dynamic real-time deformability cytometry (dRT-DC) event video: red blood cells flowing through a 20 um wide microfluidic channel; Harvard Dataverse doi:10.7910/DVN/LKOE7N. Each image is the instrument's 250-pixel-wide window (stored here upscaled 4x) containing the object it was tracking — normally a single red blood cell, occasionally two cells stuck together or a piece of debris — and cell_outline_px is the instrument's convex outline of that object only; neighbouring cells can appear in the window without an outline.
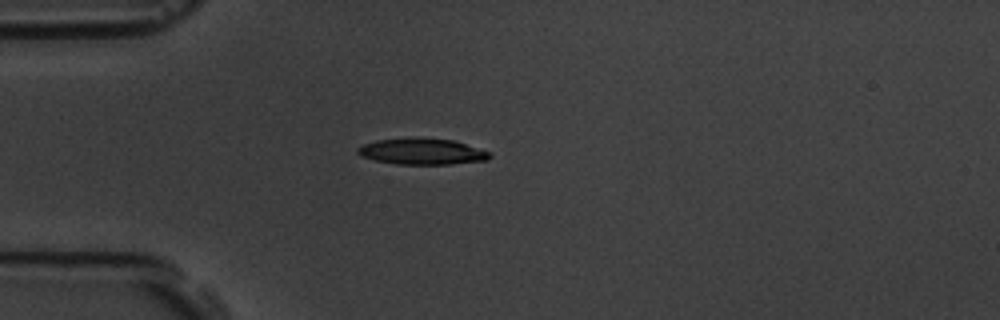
{"species": "common noctule bat (a hibernating species)", "species_latin": "Nyctalus noctula", "temperature_condition": "room temperature", "stored_images_in_passage": 5, "camera_frame_rate_fps": 3000, "um_per_image_px": 0.085, "animal": {"sex": "male", "body_mass_g": 19.5, "forearm_length_mm": 54.6}, "frame": {"image": 1, "passage_image": 4, "time_ms": 1.0, "image_size_px": [1000, 320], "cell_outline_px": [[492, 156], [488, 160], [452, 164], [396, 164], [376, 160], [360, 156], [356, 152], [356, 148], [364, 144], [376, 140], [416, 136], [452, 140], [492, 152]], "centroid_in_image_um": [35.87, 12.86], "position_along_channel_um": 49.1, "area_um2": 20.46}}